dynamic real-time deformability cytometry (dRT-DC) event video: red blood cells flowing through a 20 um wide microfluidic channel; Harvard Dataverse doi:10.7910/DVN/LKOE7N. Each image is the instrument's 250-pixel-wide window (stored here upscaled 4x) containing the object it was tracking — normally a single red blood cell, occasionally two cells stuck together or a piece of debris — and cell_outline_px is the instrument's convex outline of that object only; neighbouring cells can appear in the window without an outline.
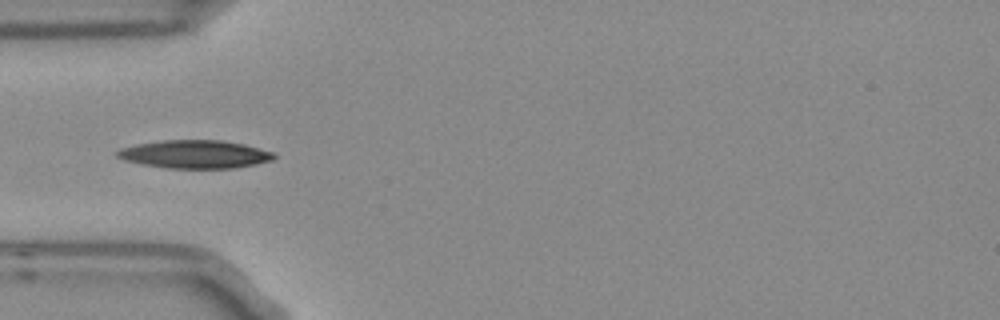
{"species": "Egyptian fruit bat (a non-hibernating species)", "species_latin": "Rousettus aegyptiacus", "temperature_condition": "room temperature", "stored_images_in_passage": 5, "camera_frame_rate_fps": 3000, "um_per_image_px": 0.085, "frame": {"image": 1, "passage_image": 5, "time_ms": 1.333, "image_size_px": [1000, 320], "cell_outline_px": [[276, 156], [272, 160], [236, 168], [168, 168], [144, 164], [124, 160], [116, 156], [116, 152], [120, 148], [136, 144], [164, 140], [220, 140], [244, 144], [272, 152]], "centroid_in_image_um": [16.55, 13.11], "position_along_channel_um": 68.5, "area_um2": 25.49}}